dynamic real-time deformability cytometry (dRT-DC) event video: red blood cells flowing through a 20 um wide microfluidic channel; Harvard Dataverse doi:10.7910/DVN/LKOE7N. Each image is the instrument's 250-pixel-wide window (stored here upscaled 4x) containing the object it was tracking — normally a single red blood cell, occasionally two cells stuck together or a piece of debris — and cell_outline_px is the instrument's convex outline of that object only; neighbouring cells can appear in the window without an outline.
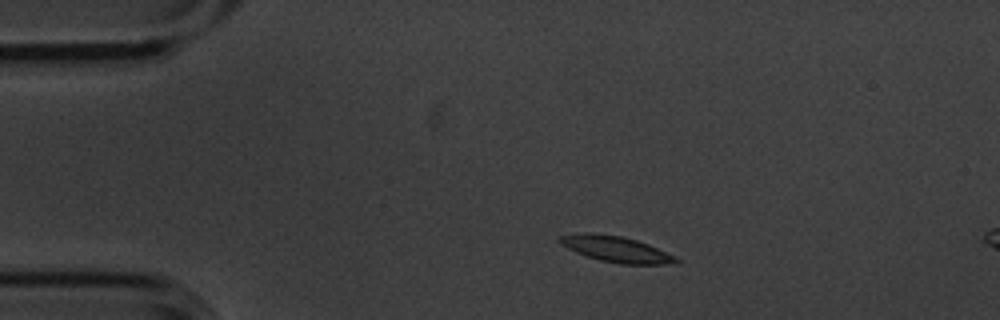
{"species": "common noctule bat (a hibernating species)", "species_latin": "Nyctalus noctula", "temperature_condition": "cold", "stored_images_in_passage": 5, "camera_frame_rate_fps": 3000, "um_per_image_px": 0.085, "animal": {"sex": "male", "body_mass_g": 20.1, "forearm_length_mm": 53.5}, "frame": {"image": 1, "passage_image": 2, "time_ms": 0.333, "image_size_px": [1000, 320], "cell_outline_px": [[680, 264], [620, 264], [600, 260], [576, 252], [560, 244], [556, 240], [560, 236], [584, 232], [588, 232], [620, 236], [636, 240], [648, 244], [676, 256], [680, 260]], "centroid_in_image_um": [52.39, 21.18], "position_along_channel_um": 32.6, "area_um2": 17.57}}
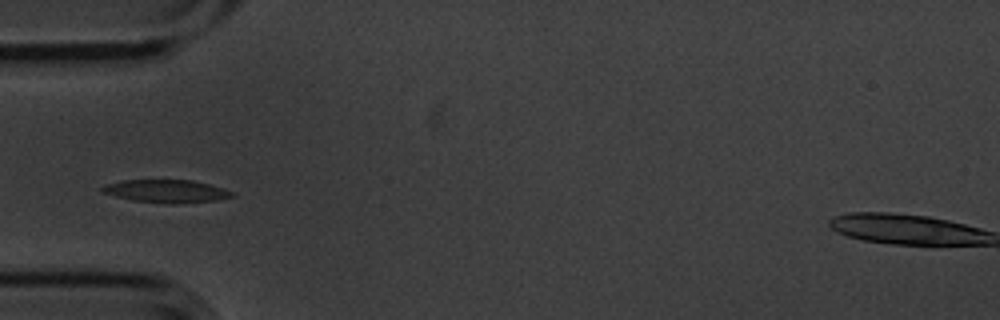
{"frame": {"image": 2, "passage_image": 4, "time_ms": 1.0, "image_size_px": [1000, 320], "cell_outline_px": [[236, 196], [216, 200], [176, 204], [172, 204], [132, 200], [116, 196], [104, 192], [100, 188], [104, 184], [124, 180], [192, 180], [224, 188], [232, 192]], "centroid_in_image_um": [14.16, 16.25], "position_along_channel_um": 70.8, "area_um2": 17.22}}
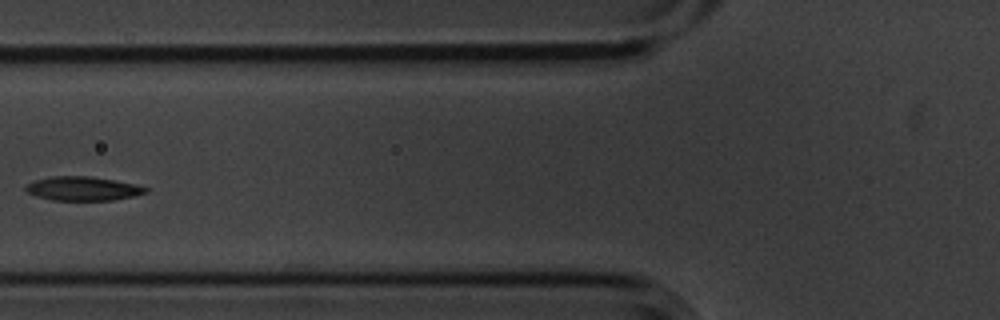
{"frame": {"image": 3, "passage_image": 5, "time_ms": 1.333, "image_size_px": [1000, 320], "cell_outline_px": [[148, 192], [136, 196], [112, 200], [52, 200], [36, 196], [24, 192], [24, 188], [32, 180], [52, 176], [88, 176], [116, 180], [136, 184], [148, 188]], "centroid_in_image_um": [7.03, 16.03], "position_along_channel_um": 118.8, "area_um2": 16.99}}